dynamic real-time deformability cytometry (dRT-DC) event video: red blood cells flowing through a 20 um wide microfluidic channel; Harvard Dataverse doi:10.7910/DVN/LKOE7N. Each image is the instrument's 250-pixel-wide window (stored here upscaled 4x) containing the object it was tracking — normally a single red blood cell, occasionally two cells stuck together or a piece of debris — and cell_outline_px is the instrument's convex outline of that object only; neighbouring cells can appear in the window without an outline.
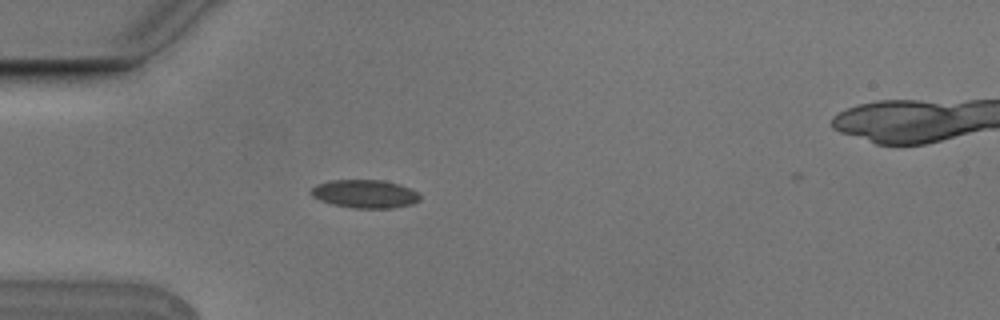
{"species": "Egyptian fruit bat (a non-hibernating species)", "species_latin": "Rousettus aegyptiacus", "temperature_condition": "cold", "stored_images_in_passage": 3, "camera_frame_rate_fps": 3000, "um_per_image_px": 0.085, "animal": {"sex": "male"}, "frame": {"image": 1, "passage_image": 3, "time_ms": 0.667, "image_size_px": [1000, 320], "cell_outline_px": [[420, 200], [412, 204], [392, 208], [352, 208], [332, 204], [320, 200], [312, 196], [308, 192], [316, 184], [328, 180], [384, 180], [400, 184], [416, 192], [420, 196]], "centroid_in_image_um": [30.98, 16.47], "position_along_channel_um": 54.0, "area_um2": 18.03}}